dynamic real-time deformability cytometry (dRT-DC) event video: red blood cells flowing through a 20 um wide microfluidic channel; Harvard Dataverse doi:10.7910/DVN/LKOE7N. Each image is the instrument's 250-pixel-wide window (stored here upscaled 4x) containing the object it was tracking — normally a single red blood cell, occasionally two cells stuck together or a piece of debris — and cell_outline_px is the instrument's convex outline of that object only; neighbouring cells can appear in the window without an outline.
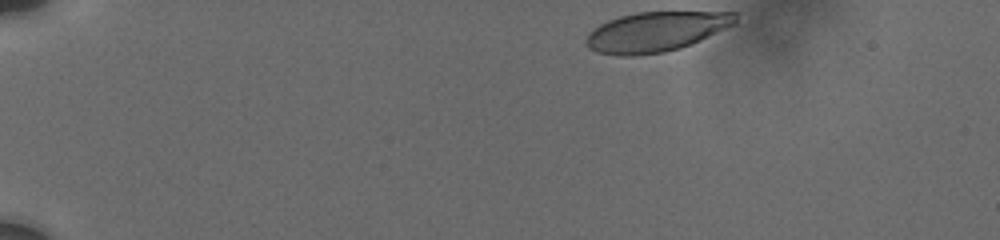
{"species": "human", "species_latin": "Homo sapiens", "temperature_condition": "cold", "stored_images_in_passage": 6, "camera_frame_rate_fps": 3000, "um_per_image_px": 0.085, "donor": {"sex": "male"}, "frame": {"image": 1, "passage_image": 1, "time_ms": 0.0, "image_size_px": [1000, 240], "cell_outline_px": [[740, 12], [736, 24], [700, 40], [680, 48], [664, 52], [632, 56], [616, 56], [596, 52], [588, 48], [584, 40], [588, 32], [600, 24], [608, 20], [620, 16], [636, 12]], "centroid_in_image_um": [55.74, 2.69], "position_along_channel_um": 29.3, "area_um2": 34.97}}
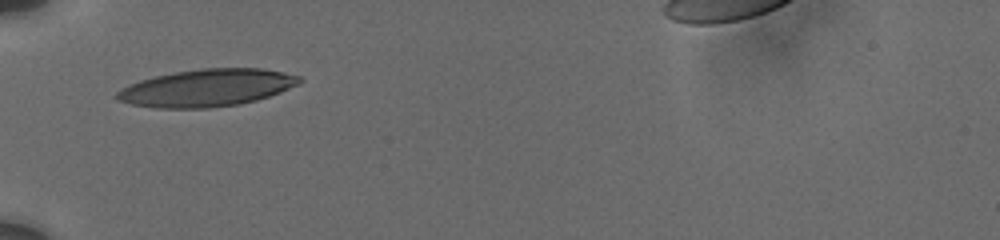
{"frame": {"image": 2, "passage_image": 5, "time_ms": 3.667, "image_size_px": [1000, 240], "cell_outline_px": [[304, 80], [300, 84], [280, 92], [256, 100], [240, 104], [208, 108], [156, 108], [132, 104], [116, 100], [112, 96], [116, 92], [128, 84], [140, 80], [156, 76], [176, 72], [200, 68], [260, 68], [284, 72], [300, 76]], "centroid_in_image_um": [17.58, 7.47], "position_along_channel_um": 67.4, "area_um2": 39.88}}
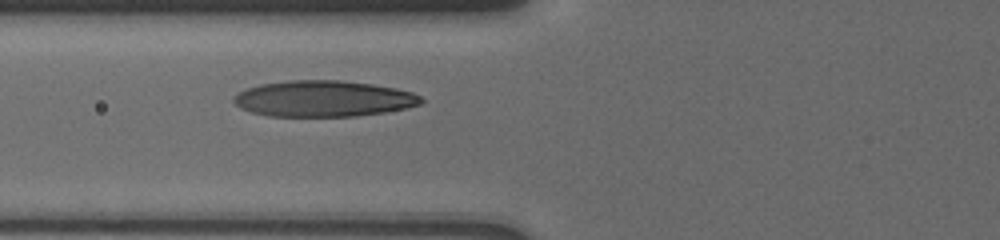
{"frame": {"image": 3, "passage_image": 6, "time_ms": 4.667, "image_size_px": [1000, 240], "cell_outline_px": [[424, 100], [420, 104], [404, 108], [384, 112], [356, 116], [268, 116], [252, 112], [240, 108], [232, 100], [232, 96], [236, 92], [260, 84], [288, 80], [340, 80], [372, 84], [396, 88], [412, 92], [420, 96]], "centroid_in_image_um": [27.45, 8.38], "position_along_channel_um": 98.3, "area_um2": 39.48}}